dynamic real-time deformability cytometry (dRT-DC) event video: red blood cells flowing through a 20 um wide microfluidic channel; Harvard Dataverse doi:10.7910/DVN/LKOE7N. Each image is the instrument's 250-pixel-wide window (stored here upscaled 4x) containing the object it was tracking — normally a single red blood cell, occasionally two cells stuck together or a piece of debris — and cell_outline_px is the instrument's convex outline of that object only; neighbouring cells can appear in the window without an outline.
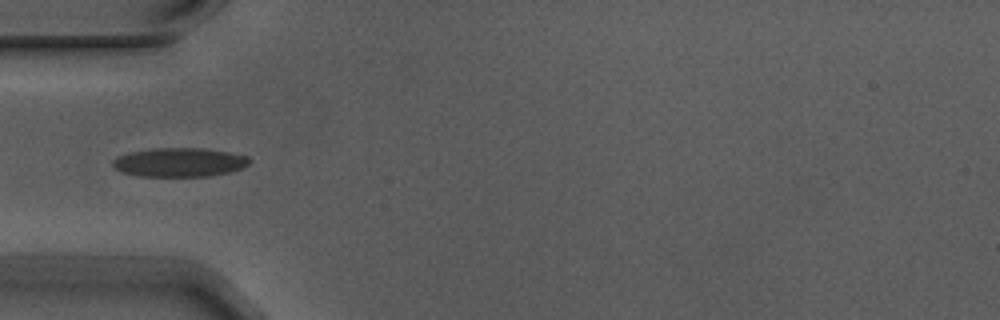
{"species": "Egyptian fruit bat (a non-hibernating species)", "species_latin": "Rousettus aegyptiacus", "temperature_condition": "warm", "stored_images_in_passage": 8, "camera_frame_rate_fps": 3000, "um_per_image_px": 0.085, "animal": {"sex": "male"}, "frame": {"image": 1, "passage_image": 5, "time_ms": 1.333, "image_size_px": [1000, 320], "cell_outline_px": [[252, 160], [244, 168], [232, 172], [208, 176], [140, 176], [120, 172], [112, 164], [112, 160], [116, 156], [132, 152], [156, 148], [204, 148], [228, 152], [248, 156]], "centroid_in_image_um": [15.28, 13.8], "position_along_channel_um": 69.7, "area_um2": 23.18}}
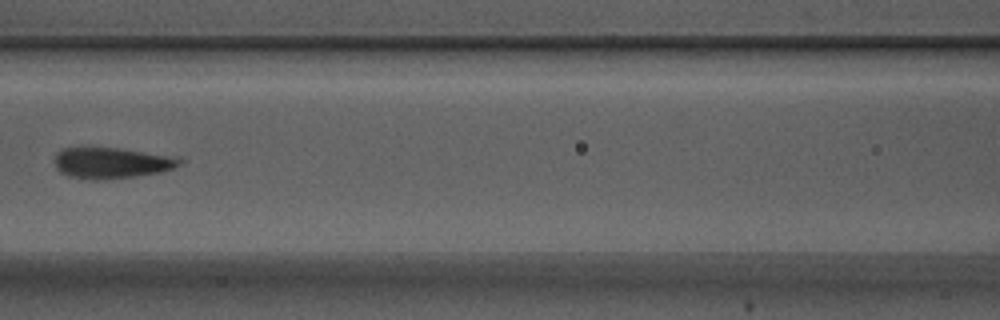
{"frame": {"image": 2, "passage_image": 7, "time_ms": 2.0, "image_size_px": [1000, 320], "cell_outline_px": [[188, 160], [184, 164], [160, 172], [136, 176], [96, 180], [92, 180], [68, 176], [60, 172], [56, 168], [56, 152], [64, 148], [116, 148]], "centroid_in_image_um": [9.45, 13.87], "position_along_channel_um": 157.1, "area_um2": 22.08}}
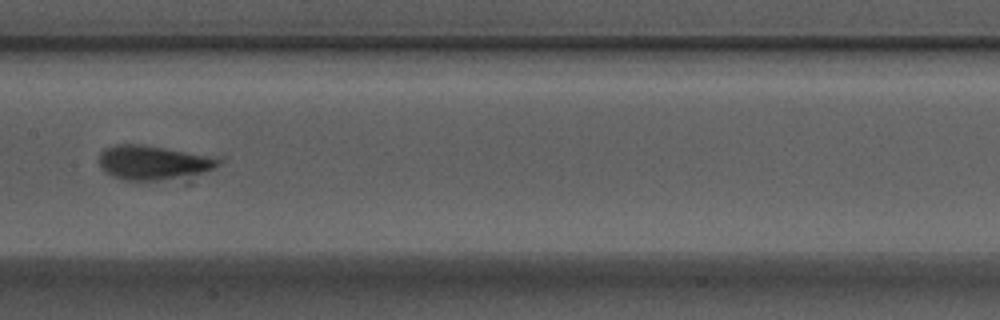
{"frame": {"image": 3, "passage_image": 8, "time_ms": 2.333, "image_size_px": [1000, 320], "cell_outline_px": [[228, 160], [204, 172], [156, 180], [120, 180], [104, 172], [100, 168], [100, 152], [108, 148], [120, 144], [140, 144], [224, 156]], "centroid_in_image_um": [13.12, 13.79], "position_along_channel_um": 194.3, "area_um2": 24.16}}